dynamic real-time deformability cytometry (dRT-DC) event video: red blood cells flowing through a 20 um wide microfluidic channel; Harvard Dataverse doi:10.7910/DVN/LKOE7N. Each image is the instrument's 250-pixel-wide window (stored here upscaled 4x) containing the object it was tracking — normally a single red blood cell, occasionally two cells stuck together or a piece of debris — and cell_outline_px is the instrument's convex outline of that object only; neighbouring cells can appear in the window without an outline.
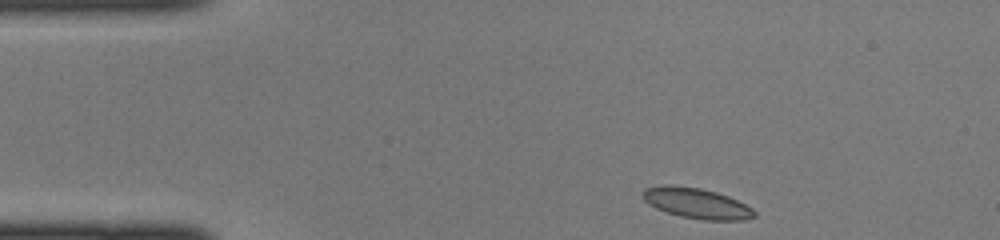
{"species": "common noctule bat (a hibernating species)", "species_latin": "Nyctalus noctula", "temperature_condition": "cold", "stored_images_in_passage": 8, "camera_frame_rate_fps": 3000, "um_per_image_px": 0.085, "animal": {"sex": "female", "body_mass_g": 22.0, "forearm_length_mm": 56.7}, "frame": {"image": 1, "passage_image": 1, "time_ms": 0.0, "image_size_px": [1000, 240], "cell_outline_px": [[756, 216], [744, 220], [704, 220], [680, 216], [656, 208], [648, 204], [644, 200], [640, 192], [644, 188], [664, 184], [672, 184], [700, 188], [716, 192], [728, 196], [752, 208], [756, 212]], "centroid_in_image_um": [59.17, 17.26], "position_along_channel_um": 25.8, "area_um2": 19.94}}